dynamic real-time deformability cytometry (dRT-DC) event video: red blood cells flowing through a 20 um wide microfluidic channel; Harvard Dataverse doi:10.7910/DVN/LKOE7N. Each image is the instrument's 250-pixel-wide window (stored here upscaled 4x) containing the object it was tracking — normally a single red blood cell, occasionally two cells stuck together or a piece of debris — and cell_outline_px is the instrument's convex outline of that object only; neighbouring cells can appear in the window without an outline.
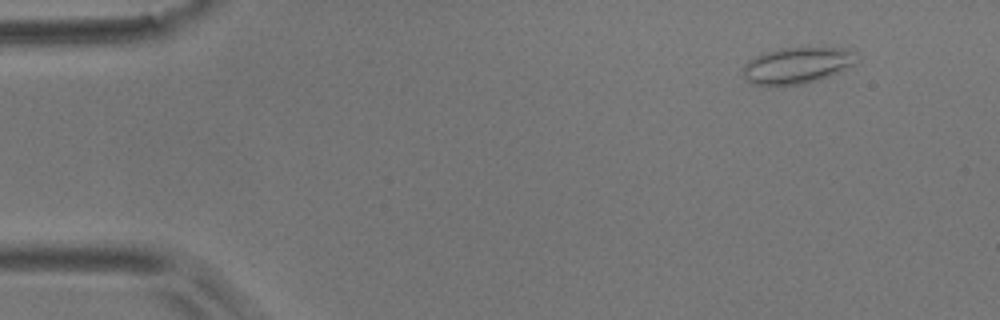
{"species": "common noctule bat (a hibernating species)", "species_latin": "Nyctalus noctula", "temperature_condition": "room temperature", "stored_images_in_passage": 4, "camera_frame_rate_fps": 3000, "um_per_image_px": 0.085, "animal": {"sex": "male", "body_mass_g": 17.9}, "frame": {"image": 1, "passage_image": 1, "time_ms": 0.0, "image_size_px": [1000, 320], "cell_outline_px": [[856, 64], [840, 72], [804, 84], [768, 88], [752, 84], [744, 80], [744, 64], [748, 60], [760, 52], [776, 48], [840, 48], [856, 52]], "centroid_in_image_um": [67.67, 5.59], "position_along_channel_um": 17.3, "area_um2": 24.8}}